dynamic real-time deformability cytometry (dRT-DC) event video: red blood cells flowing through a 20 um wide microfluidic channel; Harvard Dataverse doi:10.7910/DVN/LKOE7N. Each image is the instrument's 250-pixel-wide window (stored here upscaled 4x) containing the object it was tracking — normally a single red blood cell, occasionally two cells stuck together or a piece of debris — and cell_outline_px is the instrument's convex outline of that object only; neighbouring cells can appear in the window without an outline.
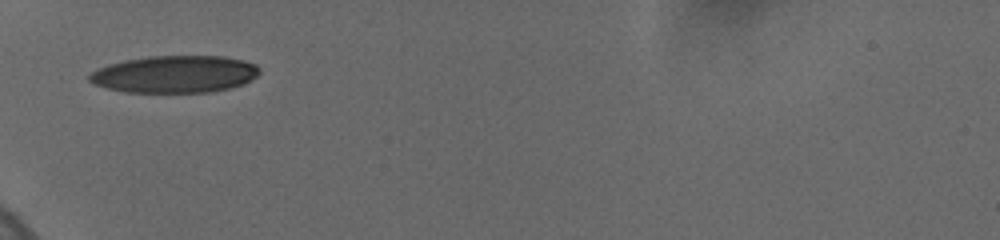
{"species": "human", "species_latin": "Homo sapiens", "temperature_condition": "cold", "stored_images_in_passage": 11, "camera_frame_rate_fps": 3000, "um_per_image_px": 0.085, "donor": {"sex": "female"}, "frame": {"image": 1, "passage_image": 1, "time_ms": 0.0, "image_size_px": [1000, 240], "cell_outline_px": [[260, 72], [256, 76], [244, 84], [212, 92], [124, 92], [108, 88], [96, 84], [88, 80], [88, 76], [96, 68], [108, 64], [124, 60], [148, 56], [224, 56], [244, 60], [256, 64], [260, 68]], "centroid_in_image_um": [14.87, 6.3], "position_along_channel_um": 70.1, "area_um2": 36.99}}
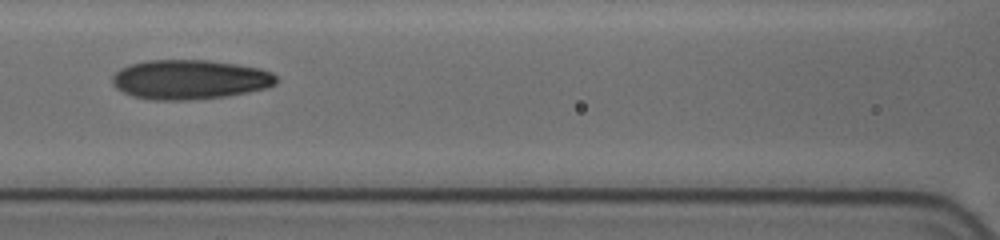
{"frame": {"image": 2, "passage_image": 4, "time_ms": 2.333, "image_size_px": [1000, 240], "cell_outline_px": [[280, 80], [276, 84], [268, 88], [228, 96], [188, 100], [152, 100], [132, 96], [116, 88], [112, 84], [112, 76], [120, 68], [144, 60], [208, 60], [236, 64], [260, 68], [272, 72]], "centroid_in_image_um": [16.16, 6.76], "position_along_channel_um": 150.4, "area_um2": 38.09}}
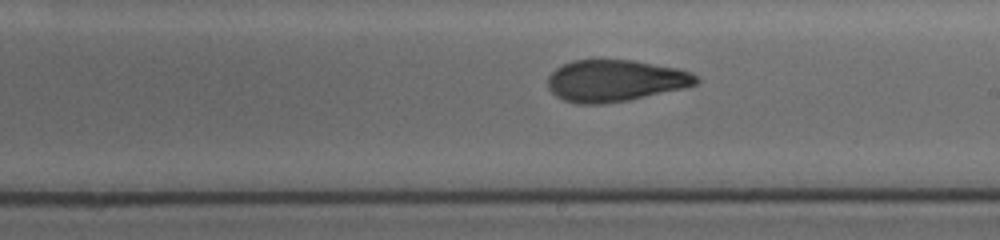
{"frame": {"image": 3, "passage_image": 10, "time_ms": 4.667, "image_size_px": [1000, 240], "cell_outline_px": [[700, 80], [696, 84], [684, 88], [628, 100], [600, 104], [576, 104], [564, 100], [556, 96], [548, 88], [548, 76], [556, 68], [572, 60], [632, 60], [676, 68], [692, 72]], "centroid_in_image_um": [52.28, 6.86], "position_along_channel_um": 236.7, "area_um2": 35.95}}